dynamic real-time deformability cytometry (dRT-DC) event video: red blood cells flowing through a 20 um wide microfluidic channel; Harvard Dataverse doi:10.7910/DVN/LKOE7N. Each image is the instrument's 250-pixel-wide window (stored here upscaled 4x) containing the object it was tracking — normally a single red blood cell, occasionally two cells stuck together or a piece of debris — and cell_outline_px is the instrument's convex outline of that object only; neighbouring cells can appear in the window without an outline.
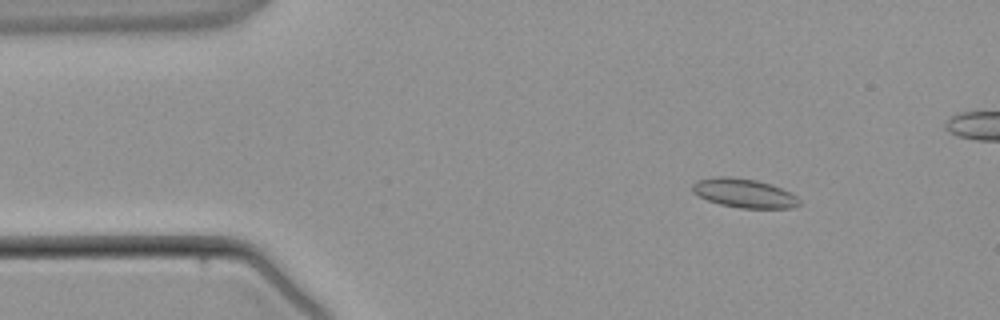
{"species": "common noctule bat (a hibernating species)", "species_latin": "Nyctalus noctula", "temperature_condition": "warm", "stored_images_in_passage": 3, "camera_frame_rate_fps": 3000, "um_per_image_px": 0.085, "animal": {"sex": "male", "body_mass_g": 21.5, "forearm_length_mm": 52.0}, "frame": {"image": 1, "passage_image": 1, "time_ms": 0.0, "image_size_px": [1000, 320], "cell_outline_px": [[800, 204], [792, 208], [740, 208], [720, 204], [708, 200], [692, 192], [692, 184], [696, 180], [720, 176], [728, 176], [756, 180], [772, 184], [796, 196], [800, 200]], "centroid_in_image_um": [63.23, 16.41], "position_along_channel_um": 21.8, "area_um2": 17.98}}